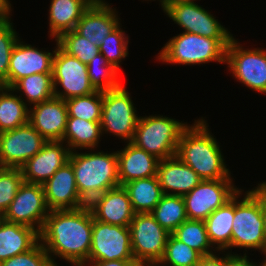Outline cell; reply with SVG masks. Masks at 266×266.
I'll return each mask as SVG.
<instances>
[{"instance_id": "ffe728a7", "label": "cell", "mask_w": 266, "mask_h": 266, "mask_svg": "<svg viewBox=\"0 0 266 266\" xmlns=\"http://www.w3.org/2000/svg\"><path fill=\"white\" fill-rule=\"evenodd\" d=\"M87 205L95 220L107 224L129 226L135 215L128 193L121 185L94 197Z\"/></svg>"}, {"instance_id": "d6986e66", "label": "cell", "mask_w": 266, "mask_h": 266, "mask_svg": "<svg viewBox=\"0 0 266 266\" xmlns=\"http://www.w3.org/2000/svg\"><path fill=\"white\" fill-rule=\"evenodd\" d=\"M43 185L48 209H78L87 203L80 197L72 165L67 162L59 168Z\"/></svg>"}, {"instance_id": "7402d4cb", "label": "cell", "mask_w": 266, "mask_h": 266, "mask_svg": "<svg viewBox=\"0 0 266 266\" xmlns=\"http://www.w3.org/2000/svg\"><path fill=\"white\" fill-rule=\"evenodd\" d=\"M157 178L163 194L177 196L186 195L202 180L190 166L177 156L159 161Z\"/></svg>"}, {"instance_id": "f907efd6", "label": "cell", "mask_w": 266, "mask_h": 266, "mask_svg": "<svg viewBox=\"0 0 266 266\" xmlns=\"http://www.w3.org/2000/svg\"><path fill=\"white\" fill-rule=\"evenodd\" d=\"M4 220V213L0 211V223Z\"/></svg>"}, {"instance_id": "f6af8a7d", "label": "cell", "mask_w": 266, "mask_h": 266, "mask_svg": "<svg viewBox=\"0 0 266 266\" xmlns=\"http://www.w3.org/2000/svg\"><path fill=\"white\" fill-rule=\"evenodd\" d=\"M11 6L10 0H0V21L10 18Z\"/></svg>"}, {"instance_id": "bcb514c9", "label": "cell", "mask_w": 266, "mask_h": 266, "mask_svg": "<svg viewBox=\"0 0 266 266\" xmlns=\"http://www.w3.org/2000/svg\"><path fill=\"white\" fill-rule=\"evenodd\" d=\"M162 10H164L167 6L178 3V2H186V1H195V0H159Z\"/></svg>"}, {"instance_id": "7c38bea8", "label": "cell", "mask_w": 266, "mask_h": 266, "mask_svg": "<svg viewBox=\"0 0 266 266\" xmlns=\"http://www.w3.org/2000/svg\"><path fill=\"white\" fill-rule=\"evenodd\" d=\"M165 14L184 32L217 40H231L233 35L208 10L195 1L178 2L167 6Z\"/></svg>"}, {"instance_id": "ab89813d", "label": "cell", "mask_w": 266, "mask_h": 266, "mask_svg": "<svg viewBox=\"0 0 266 266\" xmlns=\"http://www.w3.org/2000/svg\"><path fill=\"white\" fill-rule=\"evenodd\" d=\"M0 266H56L39 241L29 251L0 262Z\"/></svg>"}, {"instance_id": "4316f807", "label": "cell", "mask_w": 266, "mask_h": 266, "mask_svg": "<svg viewBox=\"0 0 266 266\" xmlns=\"http://www.w3.org/2000/svg\"><path fill=\"white\" fill-rule=\"evenodd\" d=\"M123 187L135 214L151 213L163 195L157 176L136 179L125 183Z\"/></svg>"}, {"instance_id": "5bb4252c", "label": "cell", "mask_w": 266, "mask_h": 266, "mask_svg": "<svg viewBox=\"0 0 266 266\" xmlns=\"http://www.w3.org/2000/svg\"><path fill=\"white\" fill-rule=\"evenodd\" d=\"M42 184L23 182L4 213V220L41 232L49 214Z\"/></svg>"}, {"instance_id": "4dcf8cb0", "label": "cell", "mask_w": 266, "mask_h": 266, "mask_svg": "<svg viewBox=\"0 0 266 266\" xmlns=\"http://www.w3.org/2000/svg\"><path fill=\"white\" fill-rule=\"evenodd\" d=\"M151 214L170 234L188 219L183 196L177 195L163 194Z\"/></svg>"}, {"instance_id": "d590c367", "label": "cell", "mask_w": 266, "mask_h": 266, "mask_svg": "<svg viewBox=\"0 0 266 266\" xmlns=\"http://www.w3.org/2000/svg\"><path fill=\"white\" fill-rule=\"evenodd\" d=\"M201 254L185 243L169 235L165 253L159 261L165 266H197Z\"/></svg>"}, {"instance_id": "603a6c76", "label": "cell", "mask_w": 266, "mask_h": 266, "mask_svg": "<svg viewBox=\"0 0 266 266\" xmlns=\"http://www.w3.org/2000/svg\"><path fill=\"white\" fill-rule=\"evenodd\" d=\"M117 152L119 183L123 186L130 181L157 176L160 159L128 142Z\"/></svg>"}, {"instance_id": "7bdbcfd3", "label": "cell", "mask_w": 266, "mask_h": 266, "mask_svg": "<svg viewBox=\"0 0 266 266\" xmlns=\"http://www.w3.org/2000/svg\"><path fill=\"white\" fill-rule=\"evenodd\" d=\"M135 260L88 261L83 266H136Z\"/></svg>"}, {"instance_id": "277c9868", "label": "cell", "mask_w": 266, "mask_h": 266, "mask_svg": "<svg viewBox=\"0 0 266 266\" xmlns=\"http://www.w3.org/2000/svg\"><path fill=\"white\" fill-rule=\"evenodd\" d=\"M231 40H217L184 32L172 37L158 53L157 59L167 64L196 65L216 61L226 63Z\"/></svg>"}, {"instance_id": "e575fe53", "label": "cell", "mask_w": 266, "mask_h": 266, "mask_svg": "<svg viewBox=\"0 0 266 266\" xmlns=\"http://www.w3.org/2000/svg\"><path fill=\"white\" fill-rule=\"evenodd\" d=\"M59 47L68 55L76 57L80 62L89 64L99 52V46L90 43L75 30L63 33L58 39Z\"/></svg>"}, {"instance_id": "8d00e7d4", "label": "cell", "mask_w": 266, "mask_h": 266, "mask_svg": "<svg viewBox=\"0 0 266 266\" xmlns=\"http://www.w3.org/2000/svg\"><path fill=\"white\" fill-rule=\"evenodd\" d=\"M119 25L113 32H111L99 46V52L115 69L120 71L121 60L128 56L129 36H126Z\"/></svg>"}, {"instance_id": "4fadbf2b", "label": "cell", "mask_w": 266, "mask_h": 266, "mask_svg": "<svg viewBox=\"0 0 266 266\" xmlns=\"http://www.w3.org/2000/svg\"><path fill=\"white\" fill-rule=\"evenodd\" d=\"M240 189L232 179L201 180L183 196L188 219L205 221L216 209L223 206Z\"/></svg>"}, {"instance_id": "8fae6325", "label": "cell", "mask_w": 266, "mask_h": 266, "mask_svg": "<svg viewBox=\"0 0 266 266\" xmlns=\"http://www.w3.org/2000/svg\"><path fill=\"white\" fill-rule=\"evenodd\" d=\"M135 260L129 226L100 222L93 218L88 261Z\"/></svg>"}, {"instance_id": "2e32d148", "label": "cell", "mask_w": 266, "mask_h": 266, "mask_svg": "<svg viewBox=\"0 0 266 266\" xmlns=\"http://www.w3.org/2000/svg\"><path fill=\"white\" fill-rule=\"evenodd\" d=\"M65 144L63 141H47L42 149L20 168L24 181L44 184L49 180L69 161L71 151Z\"/></svg>"}, {"instance_id": "8992f818", "label": "cell", "mask_w": 266, "mask_h": 266, "mask_svg": "<svg viewBox=\"0 0 266 266\" xmlns=\"http://www.w3.org/2000/svg\"><path fill=\"white\" fill-rule=\"evenodd\" d=\"M187 126V122L163 115L140 116L131 143L160 160L167 159L176 156L181 133Z\"/></svg>"}, {"instance_id": "e0dca14e", "label": "cell", "mask_w": 266, "mask_h": 266, "mask_svg": "<svg viewBox=\"0 0 266 266\" xmlns=\"http://www.w3.org/2000/svg\"><path fill=\"white\" fill-rule=\"evenodd\" d=\"M54 54L55 50L42 51L18 39L10 55L8 88L23 77L52 73Z\"/></svg>"}, {"instance_id": "ee69618b", "label": "cell", "mask_w": 266, "mask_h": 266, "mask_svg": "<svg viewBox=\"0 0 266 266\" xmlns=\"http://www.w3.org/2000/svg\"><path fill=\"white\" fill-rule=\"evenodd\" d=\"M252 191L261 199L263 219H264V235L266 238V182H260L257 187L253 188Z\"/></svg>"}, {"instance_id": "d4e9b609", "label": "cell", "mask_w": 266, "mask_h": 266, "mask_svg": "<svg viewBox=\"0 0 266 266\" xmlns=\"http://www.w3.org/2000/svg\"><path fill=\"white\" fill-rule=\"evenodd\" d=\"M90 5L88 0H51L48 16L50 37L58 39L63 33L74 30Z\"/></svg>"}, {"instance_id": "74e56055", "label": "cell", "mask_w": 266, "mask_h": 266, "mask_svg": "<svg viewBox=\"0 0 266 266\" xmlns=\"http://www.w3.org/2000/svg\"><path fill=\"white\" fill-rule=\"evenodd\" d=\"M13 26L10 18L0 21V86L7 88L10 55L19 39Z\"/></svg>"}, {"instance_id": "83f0119b", "label": "cell", "mask_w": 266, "mask_h": 266, "mask_svg": "<svg viewBox=\"0 0 266 266\" xmlns=\"http://www.w3.org/2000/svg\"><path fill=\"white\" fill-rule=\"evenodd\" d=\"M100 122H91L79 118H67L62 141L67 143L70 151L89 150L98 147L102 136Z\"/></svg>"}, {"instance_id": "836d02e7", "label": "cell", "mask_w": 266, "mask_h": 266, "mask_svg": "<svg viewBox=\"0 0 266 266\" xmlns=\"http://www.w3.org/2000/svg\"><path fill=\"white\" fill-rule=\"evenodd\" d=\"M87 72L95 90L108 91L122 84L119 71L110 65L101 53L87 64Z\"/></svg>"}, {"instance_id": "44dd1931", "label": "cell", "mask_w": 266, "mask_h": 266, "mask_svg": "<svg viewBox=\"0 0 266 266\" xmlns=\"http://www.w3.org/2000/svg\"><path fill=\"white\" fill-rule=\"evenodd\" d=\"M116 9L107 2L91 4L82 14L75 31L90 43L100 46L103 40L119 25Z\"/></svg>"}, {"instance_id": "60d3db41", "label": "cell", "mask_w": 266, "mask_h": 266, "mask_svg": "<svg viewBox=\"0 0 266 266\" xmlns=\"http://www.w3.org/2000/svg\"><path fill=\"white\" fill-rule=\"evenodd\" d=\"M226 266H258L257 263H254L253 261H249V257L246 253H244L242 256L241 254H232V252H226Z\"/></svg>"}, {"instance_id": "f1b7e54d", "label": "cell", "mask_w": 266, "mask_h": 266, "mask_svg": "<svg viewBox=\"0 0 266 266\" xmlns=\"http://www.w3.org/2000/svg\"><path fill=\"white\" fill-rule=\"evenodd\" d=\"M11 88L0 86V133L29 123L28 105Z\"/></svg>"}, {"instance_id": "681fc988", "label": "cell", "mask_w": 266, "mask_h": 266, "mask_svg": "<svg viewBox=\"0 0 266 266\" xmlns=\"http://www.w3.org/2000/svg\"><path fill=\"white\" fill-rule=\"evenodd\" d=\"M264 255H266V253ZM258 266H266V258Z\"/></svg>"}, {"instance_id": "6da1fadb", "label": "cell", "mask_w": 266, "mask_h": 266, "mask_svg": "<svg viewBox=\"0 0 266 266\" xmlns=\"http://www.w3.org/2000/svg\"><path fill=\"white\" fill-rule=\"evenodd\" d=\"M92 229L93 215L88 205L78 209L51 210L39 237L56 266H59L56 257L73 266H83L88 262L91 250Z\"/></svg>"}, {"instance_id": "3957f363", "label": "cell", "mask_w": 266, "mask_h": 266, "mask_svg": "<svg viewBox=\"0 0 266 266\" xmlns=\"http://www.w3.org/2000/svg\"><path fill=\"white\" fill-rule=\"evenodd\" d=\"M94 150L90 149L89 153L72 151L68 161L74 170L78 193L87 204L94 197L120 185L117 152Z\"/></svg>"}, {"instance_id": "f546056e", "label": "cell", "mask_w": 266, "mask_h": 266, "mask_svg": "<svg viewBox=\"0 0 266 266\" xmlns=\"http://www.w3.org/2000/svg\"><path fill=\"white\" fill-rule=\"evenodd\" d=\"M11 89L17 93L19 92V96L25 104L30 106L55 96L52 73H38L23 77ZM23 94L25 95V100L22 97L24 96Z\"/></svg>"}, {"instance_id": "f35d334b", "label": "cell", "mask_w": 266, "mask_h": 266, "mask_svg": "<svg viewBox=\"0 0 266 266\" xmlns=\"http://www.w3.org/2000/svg\"><path fill=\"white\" fill-rule=\"evenodd\" d=\"M24 178L19 168L0 167V211L5 213L23 184Z\"/></svg>"}, {"instance_id": "b9f144b4", "label": "cell", "mask_w": 266, "mask_h": 266, "mask_svg": "<svg viewBox=\"0 0 266 266\" xmlns=\"http://www.w3.org/2000/svg\"><path fill=\"white\" fill-rule=\"evenodd\" d=\"M215 253L201 256L197 266H226V254L223 252L224 255L219 257L220 255Z\"/></svg>"}, {"instance_id": "9a60e30c", "label": "cell", "mask_w": 266, "mask_h": 266, "mask_svg": "<svg viewBox=\"0 0 266 266\" xmlns=\"http://www.w3.org/2000/svg\"><path fill=\"white\" fill-rule=\"evenodd\" d=\"M47 142L29 123L0 133V167L21 168Z\"/></svg>"}, {"instance_id": "52a82bcc", "label": "cell", "mask_w": 266, "mask_h": 266, "mask_svg": "<svg viewBox=\"0 0 266 266\" xmlns=\"http://www.w3.org/2000/svg\"><path fill=\"white\" fill-rule=\"evenodd\" d=\"M130 93L120 85L115 89L103 91V107L101 114L102 134L112 133L125 143L131 142L137 127L139 115Z\"/></svg>"}, {"instance_id": "cb8c5ba5", "label": "cell", "mask_w": 266, "mask_h": 266, "mask_svg": "<svg viewBox=\"0 0 266 266\" xmlns=\"http://www.w3.org/2000/svg\"><path fill=\"white\" fill-rule=\"evenodd\" d=\"M39 241L37 230L3 220L0 223V262L29 251Z\"/></svg>"}, {"instance_id": "ba28073f", "label": "cell", "mask_w": 266, "mask_h": 266, "mask_svg": "<svg viewBox=\"0 0 266 266\" xmlns=\"http://www.w3.org/2000/svg\"><path fill=\"white\" fill-rule=\"evenodd\" d=\"M53 57L52 78L54 95L63 100L85 96L96 90L91 85L87 64L80 62L76 57L68 55L58 45L57 39ZM59 85L63 90H58Z\"/></svg>"}, {"instance_id": "7a4b0ae2", "label": "cell", "mask_w": 266, "mask_h": 266, "mask_svg": "<svg viewBox=\"0 0 266 266\" xmlns=\"http://www.w3.org/2000/svg\"><path fill=\"white\" fill-rule=\"evenodd\" d=\"M208 127L203 117L189 124L181 133L176 156L202 180L232 179L220 145Z\"/></svg>"}, {"instance_id": "484cf974", "label": "cell", "mask_w": 266, "mask_h": 266, "mask_svg": "<svg viewBox=\"0 0 266 266\" xmlns=\"http://www.w3.org/2000/svg\"><path fill=\"white\" fill-rule=\"evenodd\" d=\"M233 218L234 196L213 211L204 221L210 243L217 249V252L231 249Z\"/></svg>"}, {"instance_id": "5b68a950", "label": "cell", "mask_w": 266, "mask_h": 266, "mask_svg": "<svg viewBox=\"0 0 266 266\" xmlns=\"http://www.w3.org/2000/svg\"><path fill=\"white\" fill-rule=\"evenodd\" d=\"M240 189L234 195V218L232 223L231 248L255 249L266 253L264 219L261 199L252 191ZM240 196V197H239Z\"/></svg>"}, {"instance_id": "7dc6e473", "label": "cell", "mask_w": 266, "mask_h": 266, "mask_svg": "<svg viewBox=\"0 0 266 266\" xmlns=\"http://www.w3.org/2000/svg\"><path fill=\"white\" fill-rule=\"evenodd\" d=\"M136 266H165L159 261L155 262H139Z\"/></svg>"}, {"instance_id": "c3c4849f", "label": "cell", "mask_w": 266, "mask_h": 266, "mask_svg": "<svg viewBox=\"0 0 266 266\" xmlns=\"http://www.w3.org/2000/svg\"><path fill=\"white\" fill-rule=\"evenodd\" d=\"M91 4L104 2L105 0H88Z\"/></svg>"}, {"instance_id": "9c48e42d", "label": "cell", "mask_w": 266, "mask_h": 266, "mask_svg": "<svg viewBox=\"0 0 266 266\" xmlns=\"http://www.w3.org/2000/svg\"><path fill=\"white\" fill-rule=\"evenodd\" d=\"M226 64L232 76L249 89L266 94V50L244 49L233 37L226 51Z\"/></svg>"}, {"instance_id": "ac0fdd59", "label": "cell", "mask_w": 266, "mask_h": 266, "mask_svg": "<svg viewBox=\"0 0 266 266\" xmlns=\"http://www.w3.org/2000/svg\"><path fill=\"white\" fill-rule=\"evenodd\" d=\"M31 107L29 124L45 140L62 141L68 118L65 100L54 96Z\"/></svg>"}, {"instance_id": "30bf717a", "label": "cell", "mask_w": 266, "mask_h": 266, "mask_svg": "<svg viewBox=\"0 0 266 266\" xmlns=\"http://www.w3.org/2000/svg\"><path fill=\"white\" fill-rule=\"evenodd\" d=\"M129 229L132 252L137 263L155 262L163 258L170 233L151 213L135 214Z\"/></svg>"}, {"instance_id": "1f68e13d", "label": "cell", "mask_w": 266, "mask_h": 266, "mask_svg": "<svg viewBox=\"0 0 266 266\" xmlns=\"http://www.w3.org/2000/svg\"><path fill=\"white\" fill-rule=\"evenodd\" d=\"M171 234L179 241L195 249L202 256L217 251V249H213L214 247L210 243L204 221L187 219Z\"/></svg>"}, {"instance_id": "d6a6232c", "label": "cell", "mask_w": 266, "mask_h": 266, "mask_svg": "<svg viewBox=\"0 0 266 266\" xmlns=\"http://www.w3.org/2000/svg\"><path fill=\"white\" fill-rule=\"evenodd\" d=\"M68 118H79L91 122H100L103 107V91L65 100Z\"/></svg>"}]
</instances>
